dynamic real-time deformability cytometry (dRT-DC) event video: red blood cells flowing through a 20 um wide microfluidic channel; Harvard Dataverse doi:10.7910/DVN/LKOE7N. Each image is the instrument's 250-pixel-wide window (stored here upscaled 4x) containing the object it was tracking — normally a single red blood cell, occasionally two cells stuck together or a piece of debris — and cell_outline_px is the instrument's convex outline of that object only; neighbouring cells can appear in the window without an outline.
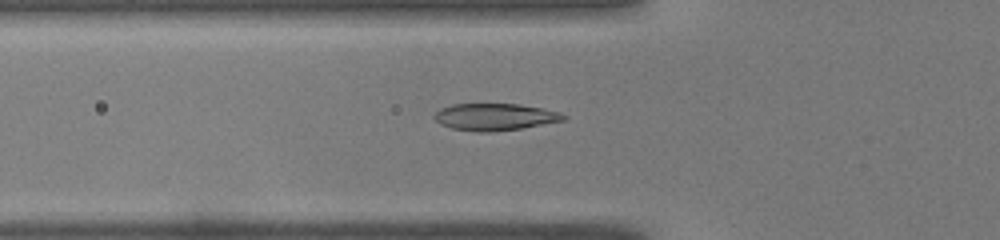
{"species": "common noctule bat (a hibernating species)", "species_latin": "Nyctalus noctula", "temperature_condition": "warm", "stored_images_in_passage": 31, "camera_frame_rate_fps": 3000, "um_per_image_px": 0.085, "animal": {"sex": "male", "body_mass_g": 19.0, "forearm_length_mm": 50.8}, "frame": {"image": 1, "passage_image": 4, "time_ms": 1.0, "image_size_px": [1000, 240], "cell_outline_px": [[568, 116], [564, 120], [524, 128], [492, 132], [476, 132], [452, 128], [440, 124], [432, 116], [440, 108], [452, 104], [520, 104], [544, 108], [560, 112]], "centroid_in_image_um": [42.08, 9.94], "position_along_channel_um": 83.7, "area_um2": 20.52}}
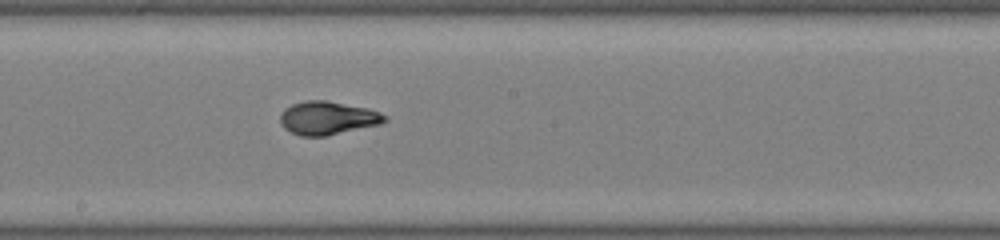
{"frame": {"image": 2, "passage_image": 14, "time_ms": 4.333, "image_size_px": [1000, 240], "cell_outline_px": [[388, 120], [380, 124], [324, 136], [300, 136], [284, 128], [280, 124], [280, 116], [284, 108], [292, 104], [304, 100], [328, 100], [368, 108], [380, 112], [388, 116]], "centroid_in_image_um": [27.85, 10.01], "position_along_channel_um": 220.4, "area_um2": 20.4}}
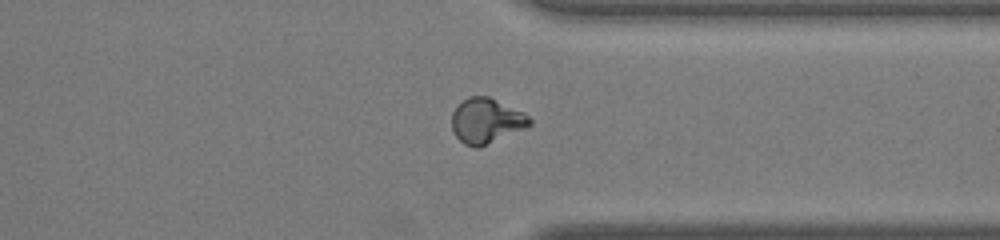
{"frame": {"image": 3, "passage_image": 25, "time_ms": 8.0, "image_size_px": [1000, 240], "cell_outline_px": [[532, 124], [524, 128], [480, 148], [476, 148], [464, 144], [456, 136], [452, 128], [452, 112], [456, 104], [468, 96], [488, 96], [524, 112], [532, 120]], "centroid_in_image_um": [41.31, 10.26], "position_along_channel_um": 370.1, "area_um2": 20.58}}